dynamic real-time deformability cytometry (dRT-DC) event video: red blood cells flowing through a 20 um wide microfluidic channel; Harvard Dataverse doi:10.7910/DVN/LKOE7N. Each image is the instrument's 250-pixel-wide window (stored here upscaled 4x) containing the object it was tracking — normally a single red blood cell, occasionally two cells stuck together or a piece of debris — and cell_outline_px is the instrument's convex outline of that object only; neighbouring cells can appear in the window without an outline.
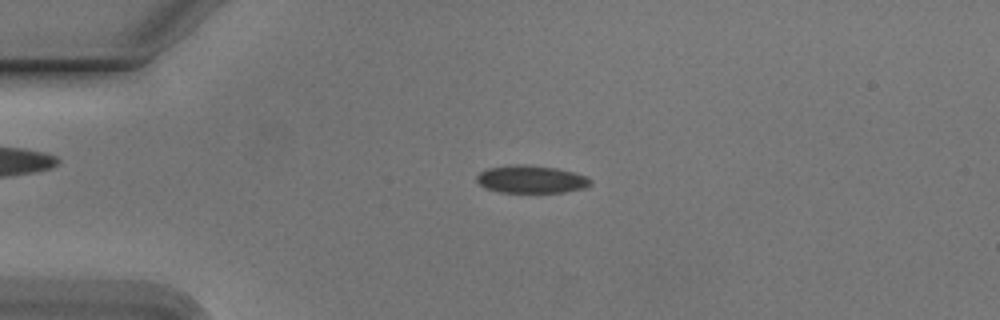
{"species": "Egyptian fruit bat (a non-hibernating species)", "species_latin": "Rousettus aegyptiacus", "temperature_condition": "cold", "stored_images_in_passage": 18, "camera_frame_rate_fps": 3000, "um_per_image_px": 0.085, "animal": {"sex": "male"}, "frame": {"image": 1, "passage_image": 12, "time_ms": 3.667, "image_size_px": [1000, 320], "cell_outline_px": [[592, 184], [584, 188], [564, 192], [500, 192], [488, 188], [480, 184], [476, 180], [476, 176], [480, 172], [488, 168], [516, 164], [528, 164], [556, 168], [572, 172], [584, 176], [592, 180]], "centroid_in_image_um": [45.15, 15.23], "position_along_channel_um": 39.8, "area_um2": 18.21}}
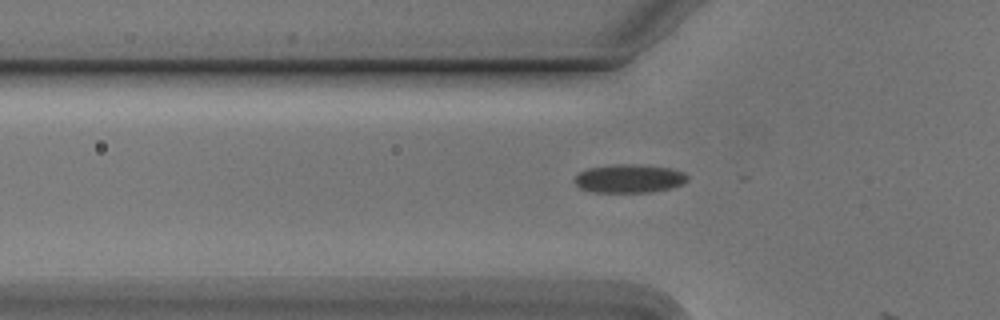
{"frame": {"image": 2, "passage_image": 17, "time_ms": 5.333, "image_size_px": [1000, 320], "cell_outline_px": [[688, 180], [684, 184], [672, 188], [652, 192], [592, 192], [580, 188], [572, 180], [580, 172], [588, 168], [620, 164], [632, 164], [668, 168], [684, 172], [688, 176]], "centroid_in_image_um": [53.49, 15.19], "position_along_channel_um": 72.3, "area_um2": 18.73}}